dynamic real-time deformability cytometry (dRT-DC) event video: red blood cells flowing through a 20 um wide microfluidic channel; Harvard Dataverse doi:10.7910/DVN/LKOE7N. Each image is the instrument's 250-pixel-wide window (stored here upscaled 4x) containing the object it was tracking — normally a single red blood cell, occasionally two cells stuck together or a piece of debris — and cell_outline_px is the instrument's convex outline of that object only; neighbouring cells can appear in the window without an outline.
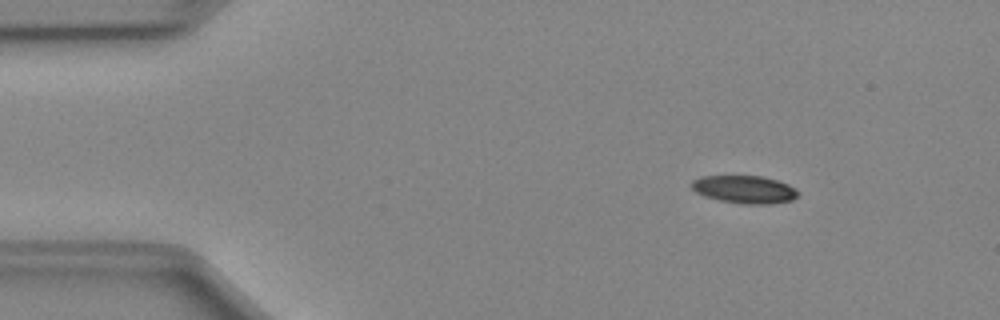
{"species": "Egyptian fruit bat (a non-hibernating species)", "species_latin": "Rousettus aegyptiacus", "temperature_condition": "cold", "stored_images_in_passage": 49, "camera_frame_rate_fps": 3000, "um_per_image_px": 0.085, "animal": {"sex": "female"}, "frame": {"image": 1, "passage_image": 6, "time_ms": 1.667, "image_size_px": [1000, 320], "cell_outline_px": [[800, 192], [792, 200], [772, 204], [744, 204], [720, 200], [704, 196], [696, 192], [692, 188], [692, 180], [700, 176], [760, 176], [776, 180], [788, 184], [796, 188]], "centroid_in_image_um": [63.3, 16.1], "position_along_channel_um": 21.7, "area_um2": 17.22}}
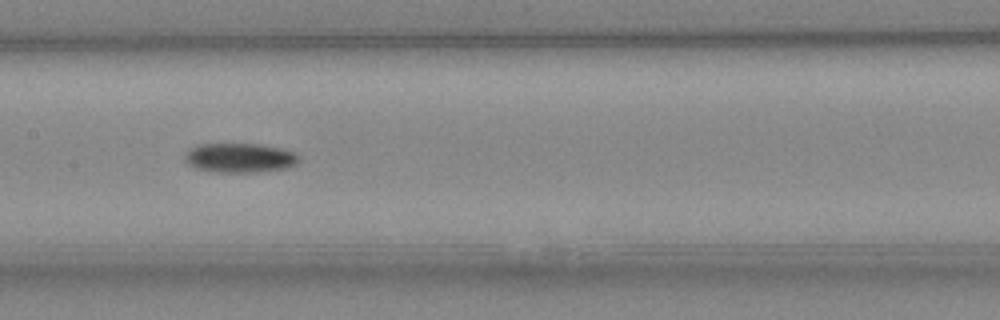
{"frame": {"image": 2, "passage_image": 24, "time_ms": 7.667, "image_size_px": [1000, 320], "cell_outline_px": [[300, 160], [296, 164], [284, 168], [256, 172], [216, 172], [192, 168], [184, 160], [184, 156], [192, 148], [200, 144], [260, 144], [280, 148], [296, 152], [300, 156]], "centroid_in_image_um": [20.39, 13.42], "position_along_channel_um": 187.0, "area_um2": 19.59}}
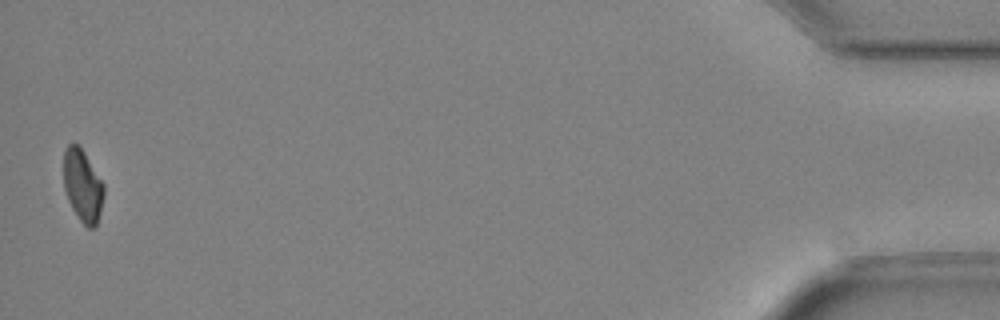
{"frame": {"image": 3, "passage_image": 49, "time_ms": 16.0, "image_size_px": [1000, 320], "cell_outline_px": [[104, 196], [100, 212], [96, 224], [92, 228], [88, 228], [80, 220], [72, 208], [68, 200], [64, 188], [64, 148], [68, 144], [76, 144], [84, 152], [104, 184]], "centroid_in_image_um": [7.02, 15.78], "position_along_channel_um": 428.2, "area_um2": 16.76}, "authors_computed_cell_mechanics": {"area_um2": 18.1492, "velocity_mm_per_s": 4.0256, "shape_relaxation_time_tau1_ms": 6.9174, "shape_relaxation_time_tau2_ms": null, "deformation_change_tau1": 0.1719, "deformation_change_tau2": null}}